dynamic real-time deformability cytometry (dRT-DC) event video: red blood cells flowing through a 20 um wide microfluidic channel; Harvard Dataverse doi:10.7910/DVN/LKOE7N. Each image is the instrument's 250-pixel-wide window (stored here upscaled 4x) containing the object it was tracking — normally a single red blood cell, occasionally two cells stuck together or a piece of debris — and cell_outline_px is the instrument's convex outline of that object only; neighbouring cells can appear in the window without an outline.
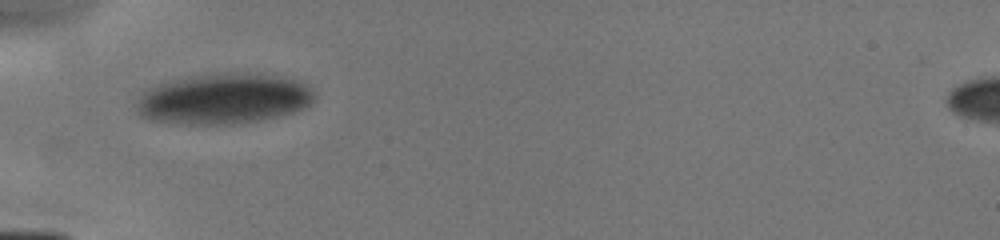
{"species": "human", "species_latin": "Homo sapiens", "temperature_condition": "cold", "stored_images_in_passage": 2, "camera_frame_rate_fps": 3000, "um_per_image_px": 0.085, "donor": {"sex": "male"}, "frame": {"image": 1, "passage_image": 1, "time_ms": 0.0, "image_size_px": [1000, 240], "cell_outline_px": [[316, 100], [304, 108], [280, 116], [260, 120], [232, 124], [180, 124], [152, 120], [140, 116], [136, 112], [136, 104], [144, 92], [148, 88], [172, 80], [216, 72], [244, 72], [272, 76], [296, 80], [308, 84], [316, 92]], "centroid_in_image_um": [19.04, 8.4], "position_along_channel_um": 66.0, "area_um2": 52.71}}